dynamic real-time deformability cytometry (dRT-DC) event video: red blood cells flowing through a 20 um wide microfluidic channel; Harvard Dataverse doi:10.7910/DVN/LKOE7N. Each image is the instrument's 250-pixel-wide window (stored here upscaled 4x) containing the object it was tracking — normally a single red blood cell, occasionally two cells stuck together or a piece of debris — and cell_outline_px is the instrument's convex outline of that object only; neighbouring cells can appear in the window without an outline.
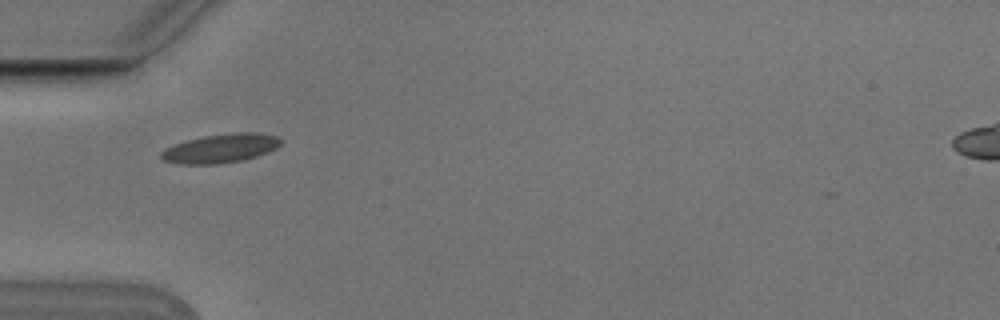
{"species": "Egyptian fruit bat (a non-hibernating species)", "species_latin": "Rousettus aegyptiacus", "temperature_condition": "cold", "stored_images_in_passage": 3, "camera_frame_rate_fps": 3000, "um_per_image_px": 0.085, "animal": {"sex": "male"}, "frame": {"image": 1, "passage_image": 1, "time_ms": 0.0, "image_size_px": [1000, 320], "cell_outline_px": [[280, 144], [276, 148], [268, 152], [256, 156], [240, 160], [220, 164], [180, 164], [164, 160], [160, 156], [160, 152], [164, 148], [188, 140], [204, 136], [236, 132], [256, 132], [276, 136], [280, 140]], "centroid_in_image_um": [18.74, 12.61], "position_along_channel_um": 66.3, "area_um2": 19.94}}
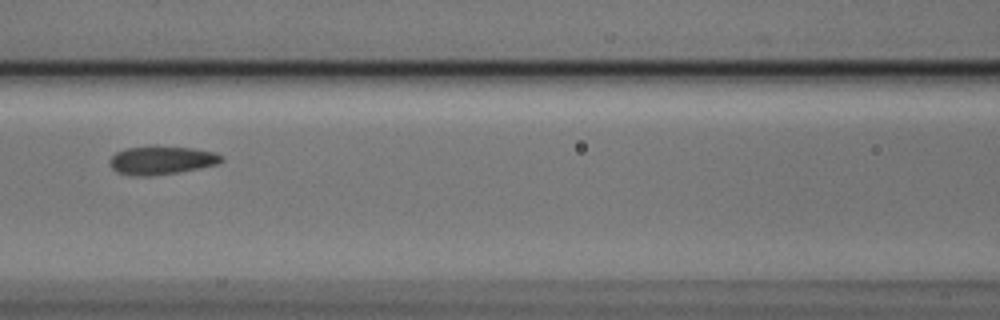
{"frame": {"image": 2, "passage_image": 3, "time_ms": 0.667, "image_size_px": [1000, 320], "cell_outline_px": [[224, 160], [216, 164], [200, 168], [180, 172], [148, 176], [136, 176], [120, 172], [112, 168], [108, 160], [116, 152], [124, 148], [152, 144], [156, 144], [192, 148], [216, 152], [224, 156]], "centroid_in_image_um": [13.74, 13.58], "position_along_channel_um": 152.9, "area_um2": 19.02}}